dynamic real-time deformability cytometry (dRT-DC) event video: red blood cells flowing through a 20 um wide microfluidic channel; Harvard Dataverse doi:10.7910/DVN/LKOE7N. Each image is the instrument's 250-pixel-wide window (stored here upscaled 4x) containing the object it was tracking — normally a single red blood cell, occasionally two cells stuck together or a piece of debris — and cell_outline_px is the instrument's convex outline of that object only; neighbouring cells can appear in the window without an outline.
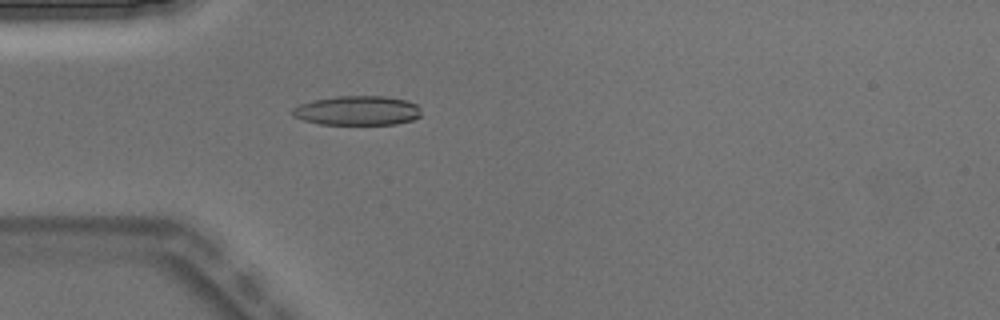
{"species": "Egyptian fruit bat (a non-hibernating species)", "species_latin": "Rousettus aegyptiacus", "temperature_condition": "warm", "stored_images_in_passage": 2, "camera_frame_rate_fps": 3000, "um_per_image_px": 0.085, "animal": {"sex": "male"}, "frame": {"image": 1, "passage_image": 2, "time_ms": 0.333, "image_size_px": [1000, 320], "cell_outline_px": [[420, 116], [412, 120], [396, 124], [320, 124], [304, 120], [292, 116], [292, 108], [300, 104], [312, 100], [336, 96], [384, 96], [404, 100], [416, 104], [420, 108]], "centroid_in_image_um": [30.35, 9.4], "position_along_channel_um": 54.6, "area_um2": 22.02}}